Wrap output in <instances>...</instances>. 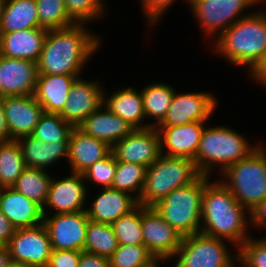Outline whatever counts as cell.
<instances>
[{
  "mask_svg": "<svg viewBox=\"0 0 266 267\" xmlns=\"http://www.w3.org/2000/svg\"><path fill=\"white\" fill-rule=\"evenodd\" d=\"M26 167L42 168L55 164L60 158L68 159L69 142H42L32 135L17 139Z\"/></svg>",
  "mask_w": 266,
  "mask_h": 267,
  "instance_id": "26",
  "label": "cell"
},
{
  "mask_svg": "<svg viewBox=\"0 0 266 267\" xmlns=\"http://www.w3.org/2000/svg\"><path fill=\"white\" fill-rule=\"evenodd\" d=\"M226 246L224 239L201 232L183 237L174 267H233L238 253L232 257Z\"/></svg>",
  "mask_w": 266,
  "mask_h": 267,
  "instance_id": "8",
  "label": "cell"
},
{
  "mask_svg": "<svg viewBox=\"0 0 266 267\" xmlns=\"http://www.w3.org/2000/svg\"><path fill=\"white\" fill-rule=\"evenodd\" d=\"M26 168L17 140L0 143V188L12 187Z\"/></svg>",
  "mask_w": 266,
  "mask_h": 267,
  "instance_id": "32",
  "label": "cell"
},
{
  "mask_svg": "<svg viewBox=\"0 0 266 267\" xmlns=\"http://www.w3.org/2000/svg\"><path fill=\"white\" fill-rule=\"evenodd\" d=\"M103 2L104 0H64L69 17L75 23L85 24L97 20L104 14Z\"/></svg>",
  "mask_w": 266,
  "mask_h": 267,
  "instance_id": "38",
  "label": "cell"
},
{
  "mask_svg": "<svg viewBox=\"0 0 266 267\" xmlns=\"http://www.w3.org/2000/svg\"><path fill=\"white\" fill-rule=\"evenodd\" d=\"M46 29L36 27L10 33H0V55L14 59L38 62Z\"/></svg>",
  "mask_w": 266,
  "mask_h": 267,
  "instance_id": "22",
  "label": "cell"
},
{
  "mask_svg": "<svg viewBox=\"0 0 266 267\" xmlns=\"http://www.w3.org/2000/svg\"><path fill=\"white\" fill-rule=\"evenodd\" d=\"M189 5L204 33H217L218 37L236 21L249 15L250 13L245 15L242 11L253 3L252 0H190Z\"/></svg>",
  "mask_w": 266,
  "mask_h": 267,
  "instance_id": "9",
  "label": "cell"
},
{
  "mask_svg": "<svg viewBox=\"0 0 266 267\" xmlns=\"http://www.w3.org/2000/svg\"><path fill=\"white\" fill-rule=\"evenodd\" d=\"M0 211L18 228L33 227L43 223V208L12 187L0 188Z\"/></svg>",
  "mask_w": 266,
  "mask_h": 267,
  "instance_id": "21",
  "label": "cell"
},
{
  "mask_svg": "<svg viewBox=\"0 0 266 267\" xmlns=\"http://www.w3.org/2000/svg\"><path fill=\"white\" fill-rule=\"evenodd\" d=\"M249 237L239 247L238 262L245 267H266V237L252 239Z\"/></svg>",
  "mask_w": 266,
  "mask_h": 267,
  "instance_id": "40",
  "label": "cell"
},
{
  "mask_svg": "<svg viewBox=\"0 0 266 267\" xmlns=\"http://www.w3.org/2000/svg\"><path fill=\"white\" fill-rule=\"evenodd\" d=\"M240 265H241L240 267H245L242 263ZM233 267H237V265L234 264Z\"/></svg>",
  "mask_w": 266,
  "mask_h": 267,
  "instance_id": "53",
  "label": "cell"
},
{
  "mask_svg": "<svg viewBox=\"0 0 266 267\" xmlns=\"http://www.w3.org/2000/svg\"><path fill=\"white\" fill-rule=\"evenodd\" d=\"M258 147V144L251 146L244 136L229 127H204L193 161L200 175L209 176L215 166L217 169L221 167L219 172H223L227 167L248 157Z\"/></svg>",
  "mask_w": 266,
  "mask_h": 267,
  "instance_id": "4",
  "label": "cell"
},
{
  "mask_svg": "<svg viewBox=\"0 0 266 267\" xmlns=\"http://www.w3.org/2000/svg\"><path fill=\"white\" fill-rule=\"evenodd\" d=\"M43 214V225L48 232L52 249L84 250L89 221L86 211L54 214L52 217H48V213Z\"/></svg>",
  "mask_w": 266,
  "mask_h": 267,
  "instance_id": "12",
  "label": "cell"
},
{
  "mask_svg": "<svg viewBox=\"0 0 266 267\" xmlns=\"http://www.w3.org/2000/svg\"><path fill=\"white\" fill-rule=\"evenodd\" d=\"M141 225L144 245L155 259L174 258L183 237L154 207L141 205Z\"/></svg>",
  "mask_w": 266,
  "mask_h": 267,
  "instance_id": "11",
  "label": "cell"
},
{
  "mask_svg": "<svg viewBox=\"0 0 266 267\" xmlns=\"http://www.w3.org/2000/svg\"><path fill=\"white\" fill-rule=\"evenodd\" d=\"M250 74L252 78L266 87V56Z\"/></svg>",
  "mask_w": 266,
  "mask_h": 267,
  "instance_id": "47",
  "label": "cell"
},
{
  "mask_svg": "<svg viewBox=\"0 0 266 267\" xmlns=\"http://www.w3.org/2000/svg\"><path fill=\"white\" fill-rule=\"evenodd\" d=\"M214 39L216 53L252 72L266 56V11L241 18Z\"/></svg>",
  "mask_w": 266,
  "mask_h": 267,
  "instance_id": "3",
  "label": "cell"
},
{
  "mask_svg": "<svg viewBox=\"0 0 266 267\" xmlns=\"http://www.w3.org/2000/svg\"><path fill=\"white\" fill-rule=\"evenodd\" d=\"M210 183L204 187L200 232L225 239L239 248L250 237L246 209L221 181Z\"/></svg>",
  "mask_w": 266,
  "mask_h": 267,
  "instance_id": "2",
  "label": "cell"
},
{
  "mask_svg": "<svg viewBox=\"0 0 266 267\" xmlns=\"http://www.w3.org/2000/svg\"><path fill=\"white\" fill-rule=\"evenodd\" d=\"M78 128L87 135L104 141L110 147L134 130L125 120L111 112L104 105L85 118Z\"/></svg>",
  "mask_w": 266,
  "mask_h": 267,
  "instance_id": "23",
  "label": "cell"
},
{
  "mask_svg": "<svg viewBox=\"0 0 266 267\" xmlns=\"http://www.w3.org/2000/svg\"><path fill=\"white\" fill-rule=\"evenodd\" d=\"M263 1H265V0H263ZM260 2H262V0H252L253 5H256V4L260 3Z\"/></svg>",
  "mask_w": 266,
  "mask_h": 267,
  "instance_id": "52",
  "label": "cell"
},
{
  "mask_svg": "<svg viewBox=\"0 0 266 267\" xmlns=\"http://www.w3.org/2000/svg\"><path fill=\"white\" fill-rule=\"evenodd\" d=\"M78 267H110L109 258L82 251Z\"/></svg>",
  "mask_w": 266,
  "mask_h": 267,
  "instance_id": "43",
  "label": "cell"
},
{
  "mask_svg": "<svg viewBox=\"0 0 266 267\" xmlns=\"http://www.w3.org/2000/svg\"><path fill=\"white\" fill-rule=\"evenodd\" d=\"M84 182L82 174L72 172L70 177L64 179L52 178L43 213L48 212L45 206L55 209V214L86 211L87 187Z\"/></svg>",
  "mask_w": 266,
  "mask_h": 267,
  "instance_id": "18",
  "label": "cell"
},
{
  "mask_svg": "<svg viewBox=\"0 0 266 267\" xmlns=\"http://www.w3.org/2000/svg\"><path fill=\"white\" fill-rule=\"evenodd\" d=\"M265 149L259 145L248 157L221 172L225 176L221 182L230 190L240 205L247 212L249 211L248 214L266 199Z\"/></svg>",
  "mask_w": 266,
  "mask_h": 267,
  "instance_id": "5",
  "label": "cell"
},
{
  "mask_svg": "<svg viewBox=\"0 0 266 267\" xmlns=\"http://www.w3.org/2000/svg\"><path fill=\"white\" fill-rule=\"evenodd\" d=\"M99 193L91 208L86 209L92 221L112 224L138 206V200L132 194L111 187L102 188Z\"/></svg>",
  "mask_w": 266,
  "mask_h": 267,
  "instance_id": "24",
  "label": "cell"
},
{
  "mask_svg": "<svg viewBox=\"0 0 266 267\" xmlns=\"http://www.w3.org/2000/svg\"><path fill=\"white\" fill-rule=\"evenodd\" d=\"M111 147L102 140L74 127L69 137L68 161L72 173L82 174L96 161L105 158Z\"/></svg>",
  "mask_w": 266,
  "mask_h": 267,
  "instance_id": "20",
  "label": "cell"
},
{
  "mask_svg": "<svg viewBox=\"0 0 266 267\" xmlns=\"http://www.w3.org/2000/svg\"><path fill=\"white\" fill-rule=\"evenodd\" d=\"M40 27L36 0H6L0 20V33Z\"/></svg>",
  "mask_w": 266,
  "mask_h": 267,
  "instance_id": "28",
  "label": "cell"
},
{
  "mask_svg": "<svg viewBox=\"0 0 266 267\" xmlns=\"http://www.w3.org/2000/svg\"><path fill=\"white\" fill-rule=\"evenodd\" d=\"M6 246L12 261L29 267L48 266L52 247L43 223L16 229Z\"/></svg>",
  "mask_w": 266,
  "mask_h": 267,
  "instance_id": "10",
  "label": "cell"
},
{
  "mask_svg": "<svg viewBox=\"0 0 266 267\" xmlns=\"http://www.w3.org/2000/svg\"><path fill=\"white\" fill-rule=\"evenodd\" d=\"M81 252L52 249L48 267H78Z\"/></svg>",
  "mask_w": 266,
  "mask_h": 267,
  "instance_id": "42",
  "label": "cell"
},
{
  "mask_svg": "<svg viewBox=\"0 0 266 267\" xmlns=\"http://www.w3.org/2000/svg\"><path fill=\"white\" fill-rule=\"evenodd\" d=\"M10 138L32 135L44 109L34 95L2 97Z\"/></svg>",
  "mask_w": 266,
  "mask_h": 267,
  "instance_id": "16",
  "label": "cell"
},
{
  "mask_svg": "<svg viewBox=\"0 0 266 267\" xmlns=\"http://www.w3.org/2000/svg\"><path fill=\"white\" fill-rule=\"evenodd\" d=\"M85 23L48 30L39 60L38 74L80 75L85 62L93 55L100 44Z\"/></svg>",
  "mask_w": 266,
  "mask_h": 267,
  "instance_id": "1",
  "label": "cell"
},
{
  "mask_svg": "<svg viewBox=\"0 0 266 267\" xmlns=\"http://www.w3.org/2000/svg\"><path fill=\"white\" fill-rule=\"evenodd\" d=\"M74 126L59 114L44 113L35 126L32 136L42 142H69Z\"/></svg>",
  "mask_w": 266,
  "mask_h": 267,
  "instance_id": "34",
  "label": "cell"
},
{
  "mask_svg": "<svg viewBox=\"0 0 266 267\" xmlns=\"http://www.w3.org/2000/svg\"><path fill=\"white\" fill-rule=\"evenodd\" d=\"M40 28L55 30L75 24L69 17L64 0H36Z\"/></svg>",
  "mask_w": 266,
  "mask_h": 267,
  "instance_id": "35",
  "label": "cell"
},
{
  "mask_svg": "<svg viewBox=\"0 0 266 267\" xmlns=\"http://www.w3.org/2000/svg\"><path fill=\"white\" fill-rule=\"evenodd\" d=\"M46 169L27 167L12 186L29 200L39 204L43 209L47 199L52 178Z\"/></svg>",
  "mask_w": 266,
  "mask_h": 267,
  "instance_id": "30",
  "label": "cell"
},
{
  "mask_svg": "<svg viewBox=\"0 0 266 267\" xmlns=\"http://www.w3.org/2000/svg\"><path fill=\"white\" fill-rule=\"evenodd\" d=\"M146 172L147 167L141 164L116 160V173L111 188L129 194L131 192L137 193L134 196L139 200L144 187Z\"/></svg>",
  "mask_w": 266,
  "mask_h": 267,
  "instance_id": "33",
  "label": "cell"
},
{
  "mask_svg": "<svg viewBox=\"0 0 266 267\" xmlns=\"http://www.w3.org/2000/svg\"><path fill=\"white\" fill-rule=\"evenodd\" d=\"M5 267H29V266H26L25 264L20 262L10 260Z\"/></svg>",
  "mask_w": 266,
  "mask_h": 267,
  "instance_id": "49",
  "label": "cell"
},
{
  "mask_svg": "<svg viewBox=\"0 0 266 267\" xmlns=\"http://www.w3.org/2000/svg\"><path fill=\"white\" fill-rule=\"evenodd\" d=\"M143 4V10L146 16V20L148 25L156 24L159 21V18L163 16L162 14L169 9L170 4L174 2V0H140ZM190 3V0H186ZM167 8V9H166Z\"/></svg>",
  "mask_w": 266,
  "mask_h": 267,
  "instance_id": "41",
  "label": "cell"
},
{
  "mask_svg": "<svg viewBox=\"0 0 266 267\" xmlns=\"http://www.w3.org/2000/svg\"><path fill=\"white\" fill-rule=\"evenodd\" d=\"M217 99L207 92L174 94L166 116L157 127H172L190 122H206L216 109Z\"/></svg>",
  "mask_w": 266,
  "mask_h": 267,
  "instance_id": "14",
  "label": "cell"
},
{
  "mask_svg": "<svg viewBox=\"0 0 266 267\" xmlns=\"http://www.w3.org/2000/svg\"><path fill=\"white\" fill-rule=\"evenodd\" d=\"M154 260L145 245L119 244L109 257V264L110 267H145Z\"/></svg>",
  "mask_w": 266,
  "mask_h": 267,
  "instance_id": "37",
  "label": "cell"
},
{
  "mask_svg": "<svg viewBox=\"0 0 266 267\" xmlns=\"http://www.w3.org/2000/svg\"><path fill=\"white\" fill-rule=\"evenodd\" d=\"M199 176L194 161L161 154L147 168L138 205L153 207L171 191L188 186Z\"/></svg>",
  "mask_w": 266,
  "mask_h": 267,
  "instance_id": "6",
  "label": "cell"
},
{
  "mask_svg": "<svg viewBox=\"0 0 266 267\" xmlns=\"http://www.w3.org/2000/svg\"><path fill=\"white\" fill-rule=\"evenodd\" d=\"M78 77L71 86L68 100L59 115L74 127L93 111L103 106L104 90L98 81H86Z\"/></svg>",
  "mask_w": 266,
  "mask_h": 267,
  "instance_id": "17",
  "label": "cell"
},
{
  "mask_svg": "<svg viewBox=\"0 0 266 267\" xmlns=\"http://www.w3.org/2000/svg\"><path fill=\"white\" fill-rule=\"evenodd\" d=\"M249 218L252 226L255 225V227H264L266 225V199H264L255 209H253Z\"/></svg>",
  "mask_w": 266,
  "mask_h": 267,
  "instance_id": "45",
  "label": "cell"
},
{
  "mask_svg": "<svg viewBox=\"0 0 266 267\" xmlns=\"http://www.w3.org/2000/svg\"><path fill=\"white\" fill-rule=\"evenodd\" d=\"M15 230L9 219L0 211V244L6 246Z\"/></svg>",
  "mask_w": 266,
  "mask_h": 267,
  "instance_id": "44",
  "label": "cell"
},
{
  "mask_svg": "<svg viewBox=\"0 0 266 267\" xmlns=\"http://www.w3.org/2000/svg\"><path fill=\"white\" fill-rule=\"evenodd\" d=\"M205 123L190 122L172 127H156L160 135L161 154L193 161L206 127ZM165 147L167 151L163 152Z\"/></svg>",
  "mask_w": 266,
  "mask_h": 267,
  "instance_id": "19",
  "label": "cell"
},
{
  "mask_svg": "<svg viewBox=\"0 0 266 267\" xmlns=\"http://www.w3.org/2000/svg\"><path fill=\"white\" fill-rule=\"evenodd\" d=\"M5 2L6 0H0V20H1L2 12L4 10Z\"/></svg>",
  "mask_w": 266,
  "mask_h": 267,
  "instance_id": "51",
  "label": "cell"
},
{
  "mask_svg": "<svg viewBox=\"0 0 266 267\" xmlns=\"http://www.w3.org/2000/svg\"><path fill=\"white\" fill-rule=\"evenodd\" d=\"M146 117L155 119L151 127H157L164 119L173 100L175 90L165 83H152L141 91Z\"/></svg>",
  "mask_w": 266,
  "mask_h": 267,
  "instance_id": "29",
  "label": "cell"
},
{
  "mask_svg": "<svg viewBox=\"0 0 266 267\" xmlns=\"http://www.w3.org/2000/svg\"><path fill=\"white\" fill-rule=\"evenodd\" d=\"M118 246L119 243L111 224L95 222L89 219L84 252L109 258Z\"/></svg>",
  "mask_w": 266,
  "mask_h": 267,
  "instance_id": "31",
  "label": "cell"
},
{
  "mask_svg": "<svg viewBox=\"0 0 266 267\" xmlns=\"http://www.w3.org/2000/svg\"><path fill=\"white\" fill-rule=\"evenodd\" d=\"M80 75L38 74L34 93L44 113L59 114L68 100L71 86Z\"/></svg>",
  "mask_w": 266,
  "mask_h": 267,
  "instance_id": "25",
  "label": "cell"
},
{
  "mask_svg": "<svg viewBox=\"0 0 266 267\" xmlns=\"http://www.w3.org/2000/svg\"><path fill=\"white\" fill-rule=\"evenodd\" d=\"M163 261L165 262V260H161V259H155L152 263L148 264L145 267H159V263Z\"/></svg>",
  "mask_w": 266,
  "mask_h": 267,
  "instance_id": "50",
  "label": "cell"
},
{
  "mask_svg": "<svg viewBox=\"0 0 266 267\" xmlns=\"http://www.w3.org/2000/svg\"><path fill=\"white\" fill-rule=\"evenodd\" d=\"M10 253L7 246L0 247V267H5L10 261Z\"/></svg>",
  "mask_w": 266,
  "mask_h": 267,
  "instance_id": "48",
  "label": "cell"
},
{
  "mask_svg": "<svg viewBox=\"0 0 266 267\" xmlns=\"http://www.w3.org/2000/svg\"><path fill=\"white\" fill-rule=\"evenodd\" d=\"M114 94L105 97L103 105L111 112L125 120L134 129H145L151 127V124H142L145 119L143 106V97L141 92H137L131 87L120 89Z\"/></svg>",
  "mask_w": 266,
  "mask_h": 267,
  "instance_id": "27",
  "label": "cell"
},
{
  "mask_svg": "<svg viewBox=\"0 0 266 267\" xmlns=\"http://www.w3.org/2000/svg\"><path fill=\"white\" fill-rule=\"evenodd\" d=\"M117 161L149 167L161 155L160 135L156 127L134 129L111 147Z\"/></svg>",
  "mask_w": 266,
  "mask_h": 267,
  "instance_id": "13",
  "label": "cell"
},
{
  "mask_svg": "<svg viewBox=\"0 0 266 267\" xmlns=\"http://www.w3.org/2000/svg\"><path fill=\"white\" fill-rule=\"evenodd\" d=\"M37 63L0 55V97L34 95Z\"/></svg>",
  "mask_w": 266,
  "mask_h": 267,
  "instance_id": "15",
  "label": "cell"
},
{
  "mask_svg": "<svg viewBox=\"0 0 266 267\" xmlns=\"http://www.w3.org/2000/svg\"><path fill=\"white\" fill-rule=\"evenodd\" d=\"M119 244L144 245L141 225V205L119 217L112 224Z\"/></svg>",
  "mask_w": 266,
  "mask_h": 267,
  "instance_id": "36",
  "label": "cell"
},
{
  "mask_svg": "<svg viewBox=\"0 0 266 267\" xmlns=\"http://www.w3.org/2000/svg\"><path fill=\"white\" fill-rule=\"evenodd\" d=\"M116 173V159L112 152H110L105 158L96 161L82 175L84 179L95 182L102 186V188L111 187L114 176Z\"/></svg>",
  "mask_w": 266,
  "mask_h": 267,
  "instance_id": "39",
  "label": "cell"
},
{
  "mask_svg": "<svg viewBox=\"0 0 266 267\" xmlns=\"http://www.w3.org/2000/svg\"><path fill=\"white\" fill-rule=\"evenodd\" d=\"M9 130L6 123V117L3 108L2 97H0V143L11 141Z\"/></svg>",
  "mask_w": 266,
  "mask_h": 267,
  "instance_id": "46",
  "label": "cell"
},
{
  "mask_svg": "<svg viewBox=\"0 0 266 267\" xmlns=\"http://www.w3.org/2000/svg\"><path fill=\"white\" fill-rule=\"evenodd\" d=\"M210 176L200 175L188 186L171 191L153 206L182 237L199 233L204 187Z\"/></svg>",
  "mask_w": 266,
  "mask_h": 267,
  "instance_id": "7",
  "label": "cell"
}]
</instances>
